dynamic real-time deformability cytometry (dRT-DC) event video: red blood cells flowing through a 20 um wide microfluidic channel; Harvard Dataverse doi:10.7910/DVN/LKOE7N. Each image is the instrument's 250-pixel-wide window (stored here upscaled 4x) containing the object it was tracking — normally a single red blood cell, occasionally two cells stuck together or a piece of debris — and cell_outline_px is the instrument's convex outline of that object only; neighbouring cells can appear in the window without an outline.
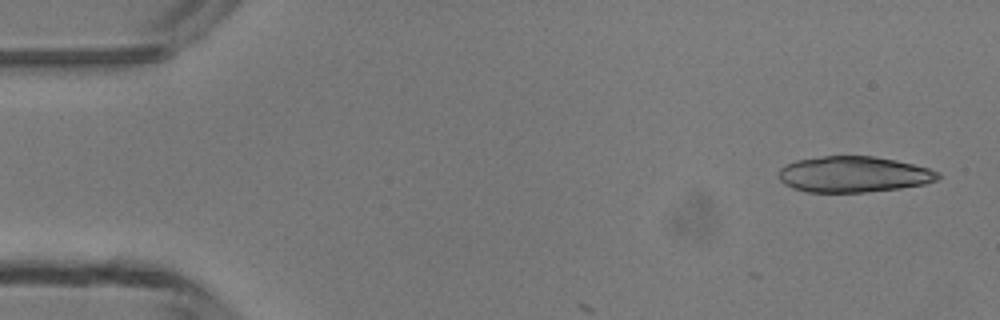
{"species": "common noctule bat (a hibernating species)", "species_latin": "Nyctalus noctula", "temperature_condition": "room temperature", "stored_images_in_passage": 3, "camera_frame_rate_fps": 3000, "um_per_image_px": 0.085, "animal": {"sex": "male", "body_mass_g": 13.3}, "frame": {"image": 1, "passage_image": 1, "time_ms": 0.0, "image_size_px": [1000, 320], "cell_outline_px": [[940, 176], [936, 180], [924, 184], [900, 188], [864, 192], [808, 192], [792, 188], [784, 184], [780, 180], [780, 168], [796, 160], [824, 156], [872, 156], [896, 160], [928, 168], [940, 172]], "centroid_in_image_um": [72.56, 14.82], "position_along_channel_um": 12.4, "area_um2": 33.18}}